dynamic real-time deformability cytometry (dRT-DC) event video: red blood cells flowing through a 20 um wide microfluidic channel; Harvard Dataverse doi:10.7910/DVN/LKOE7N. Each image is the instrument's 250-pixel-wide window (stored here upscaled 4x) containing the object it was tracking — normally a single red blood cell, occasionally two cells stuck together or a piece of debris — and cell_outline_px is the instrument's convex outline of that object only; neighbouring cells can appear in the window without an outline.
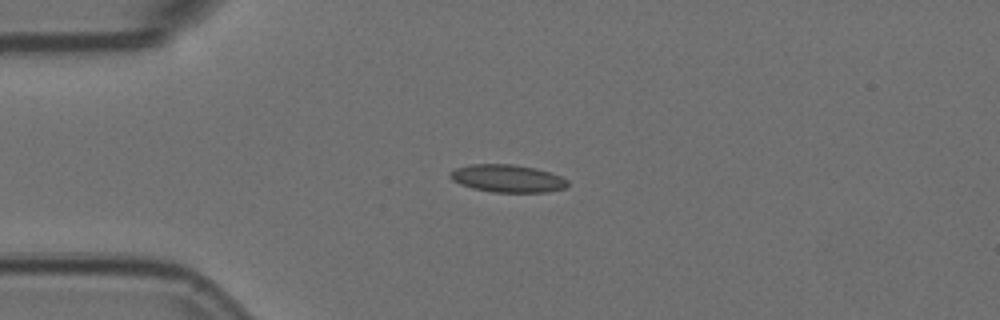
{"species": "Egyptian fruit bat (a non-hibernating species)", "species_latin": "Rousettus aegyptiacus", "temperature_condition": "room temperature", "stored_images_in_passage": 44, "camera_frame_rate_fps": 3000, "um_per_image_px": 0.085, "animal": {"sex": "female"}, "frame": {"image": 1, "passage_image": 1, "time_ms": 0.0, "image_size_px": [1000, 320], "cell_outline_px": [[568, 184], [564, 188], [548, 192], [492, 192], [472, 188], [460, 184], [452, 180], [448, 176], [448, 172], [456, 168], [472, 164], [512, 164], [536, 168], [560, 176], [568, 180]], "centroid_in_image_um": [43.1, 15.17], "position_along_channel_um": 41.9, "area_um2": 18.96}}
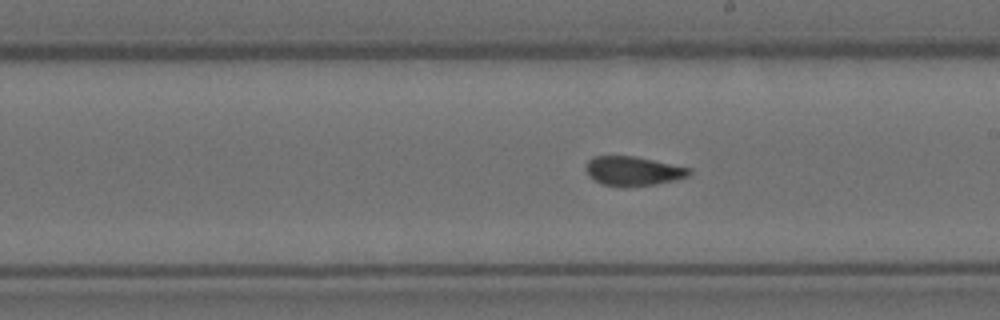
{"frame": {"image": 2, "passage_image": 19, "time_ms": 6.0, "image_size_px": [1000, 320], "cell_outline_px": [[692, 172], [688, 176], [676, 180], [656, 184], [624, 188], [600, 184], [592, 180], [588, 176], [584, 168], [588, 160], [592, 156], [632, 156], [692, 168]], "centroid_in_image_um": [53.77, 14.56], "position_along_channel_um": 235.2, "area_um2": 18.03}}
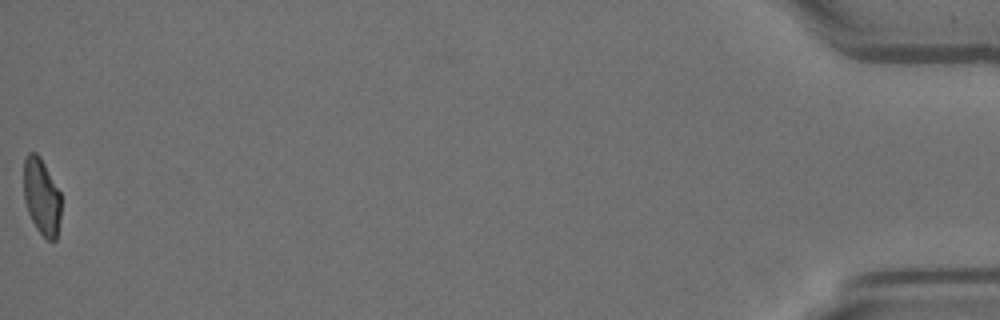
{"frame": {"image": 3, "passage_image": 44, "time_ms": 14.333, "image_size_px": [1000, 320], "cell_outline_px": [[60, 220], [56, 240], [48, 240], [36, 228], [28, 212], [24, 200], [24, 160], [28, 152], [36, 152], [40, 156], [60, 192]], "centroid_in_image_um": [3.53, 16.7], "position_along_channel_um": 431.7, "area_um2": 16.59}, "authors_computed_cell_mechanics": {"area_um2": 18.207, "velocity_mm_per_s": 3.5827, "shape_relaxation_time_tau1_ms": null, "shape_relaxation_time_tau2_ms": 1.3848, "deformation_change_tau1": null, "deformation_change_tau2": 0.0602}}